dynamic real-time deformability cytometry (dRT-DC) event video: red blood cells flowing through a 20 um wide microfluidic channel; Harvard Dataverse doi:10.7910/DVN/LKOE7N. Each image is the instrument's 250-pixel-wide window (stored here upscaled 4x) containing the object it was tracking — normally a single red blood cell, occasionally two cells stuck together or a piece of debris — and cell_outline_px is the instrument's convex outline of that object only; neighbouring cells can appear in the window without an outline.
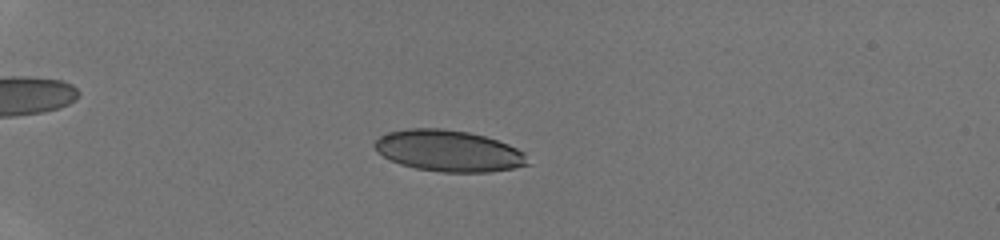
{"species": "human", "species_latin": "Homo sapiens", "temperature_condition": "room temperature", "stored_images_in_passage": 46, "camera_frame_rate_fps": 3000, "um_per_image_px": 0.085, "donor": {"sex": "male"}, "frame": {"image": 1, "passage_image": 15, "time_ms": 4.667, "image_size_px": [1000, 240], "cell_outline_px": [[532, 164], [512, 168], [488, 172], [440, 172], [416, 168], [400, 164], [376, 152], [372, 144], [380, 136], [388, 132], [408, 128], [440, 128], [468, 132], [484, 136], [508, 144], [524, 152]], "centroid_in_image_um": [38.13, 12.82], "position_along_channel_um": 46.9, "area_um2": 36.93}}
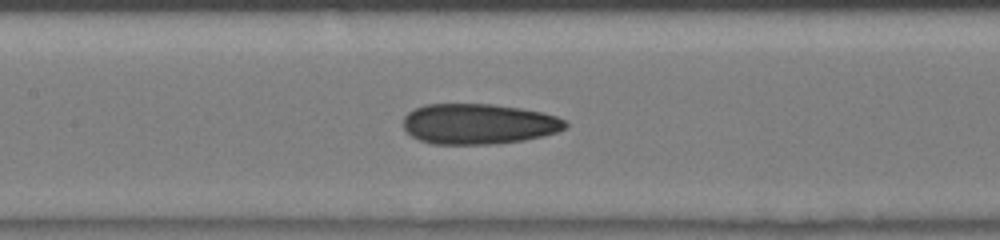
{"frame": {"image": 2, "passage_image": 26, "time_ms": 8.333, "image_size_px": [1000, 240], "cell_outline_px": [[568, 128], [544, 136], [524, 140], [492, 144], [432, 144], [420, 140], [412, 136], [404, 128], [404, 116], [408, 112], [416, 108], [428, 104], [492, 104], [520, 108], [540, 112], [556, 116], [564, 120], [568, 124]], "centroid_in_image_um": [40.69, 10.54], "position_along_channel_um": 166.7, "area_um2": 38.21}}
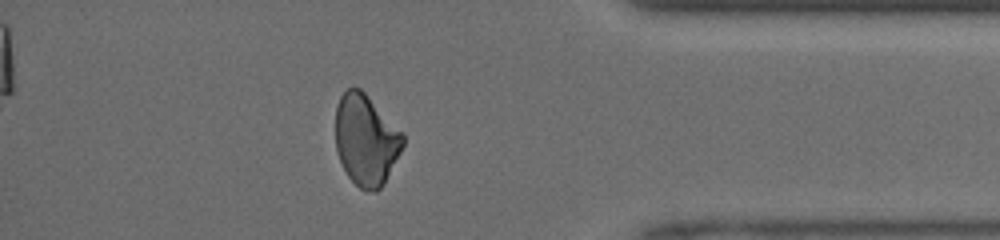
{"frame": {"image": 3, "passage_image": 42, "time_ms": 13.667, "image_size_px": [1000, 240], "cell_outline_px": [[404, 144], [400, 152], [380, 188], [376, 192], [368, 192], [360, 188], [348, 176], [340, 160], [336, 148], [336, 108], [340, 96], [348, 88], [360, 88], [404, 132]], "centroid_in_image_um": [31.11, 11.88], "position_along_channel_um": 404.1, "area_um2": 35.49}}